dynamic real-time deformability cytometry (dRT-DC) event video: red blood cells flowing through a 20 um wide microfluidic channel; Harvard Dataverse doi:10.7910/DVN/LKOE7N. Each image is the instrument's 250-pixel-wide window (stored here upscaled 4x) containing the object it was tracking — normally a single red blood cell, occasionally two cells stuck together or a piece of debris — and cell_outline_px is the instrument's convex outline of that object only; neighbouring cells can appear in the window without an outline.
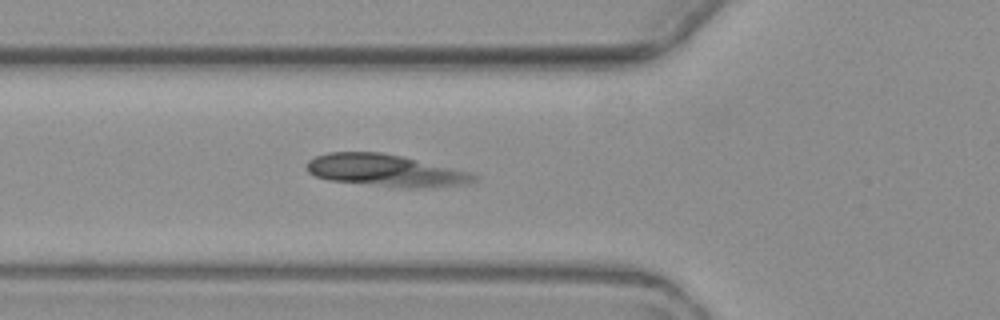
{"species": "common noctule bat (a hibernating species)", "species_latin": "Nyctalus noctula", "temperature_condition": "warm", "stored_images_in_passage": 5, "camera_frame_rate_fps": 3000, "um_per_image_px": 0.085, "animal": {"sex": "female", "body_mass_g": 19.3, "forearm_length_mm": 54.1}, "frame": {"image": 1, "passage_image": 5, "time_ms": 4.667, "image_size_px": [1000, 320], "cell_outline_px": [[476, 180], [468, 184], [416, 188], [400, 188], [328, 180], [316, 176], [308, 172], [308, 160], [316, 156], [328, 152], [380, 152], [400, 156], [468, 172], [476, 176]], "centroid_in_image_um": [32.72, 14.5], "position_along_channel_um": 93.1, "area_um2": 30.87}}